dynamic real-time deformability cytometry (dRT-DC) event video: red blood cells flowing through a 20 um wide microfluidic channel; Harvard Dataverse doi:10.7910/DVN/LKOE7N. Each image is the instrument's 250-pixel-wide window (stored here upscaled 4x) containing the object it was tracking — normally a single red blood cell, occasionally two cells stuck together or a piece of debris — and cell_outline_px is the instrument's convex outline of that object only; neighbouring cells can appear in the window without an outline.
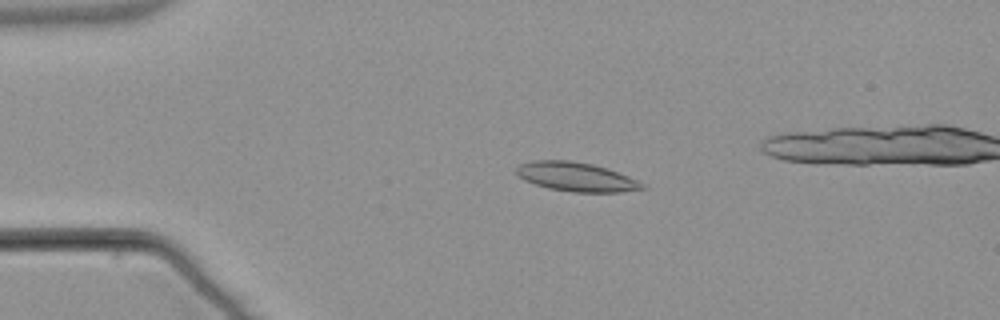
{"species": "common noctule bat (a hibernating species)", "species_latin": "Nyctalus noctula", "temperature_condition": "warm", "stored_images_in_passage": 56, "camera_frame_rate_fps": 3000, "um_per_image_px": 0.085, "animal": {"sex": "male", "body_mass_g": 21.5, "forearm_length_mm": 52.0}, "frame": {"image": 1, "passage_image": 13, "time_ms": 4.0, "image_size_px": [1000, 320], "cell_outline_px": [[648, 188], [620, 192], [572, 192], [548, 188], [524, 180], [516, 172], [516, 168], [520, 164], [532, 160], [568, 160], [592, 164], [628, 176], [644, 184]], "centroid_in_image_um": [48.96, 15.03], "position_along_channel_um": 36.0, "area_um2": 21.1}}
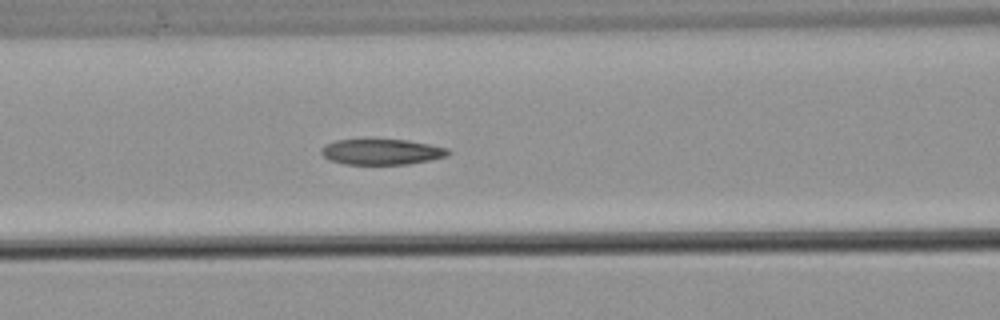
{"frame": {"image": 2, "passage_image": 24, "time_ms": 7.667, "image_size_px": [1000, 320], "cell_outline_px": [[452, 152], [448, 156], [408, 164], [344, 164], [328, 160], [320, 152], [320, 148], [324, 144], [336, 140], [368, 136], [408, 140], [448, 148]], "centroid_in_image_um": [32.37, 12.85], "position_along_channel_um": 134.2, "area_um2": 20.0}}
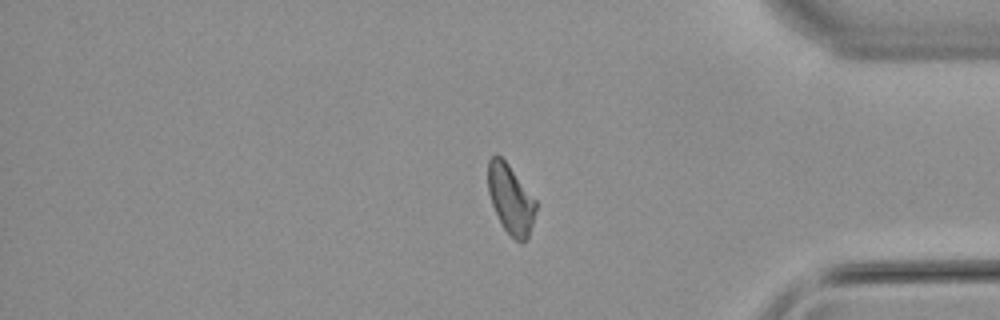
{"frame": {"image": 3, "passage_image": 46, "time_ms": 15.0, "image_size_px": [1000, 320], "cell_outline_px": [[536, 208], [528, 240], [524, 244], [520, 244], [504, 228], [492, 204], [488, 192], [488, 160], [496, 152], [508, 164], [536, 200]], "centroid_in_image_um": [43.41, 16.94], "position_along_channel_um": 391.8, "area_um2": 19.19}, "authors_computed_cell_mechanics": {"area_um2": 19.941, "velocity_mm_per_s": 3.8225, "shape_relaxation_time_tau1_ms": 8.5169, "shape_relaxation_time_tau2_ms": 3.394, "deformation_change_tau1": 0.1989, "deformation_change_tau2": 0.1073}}